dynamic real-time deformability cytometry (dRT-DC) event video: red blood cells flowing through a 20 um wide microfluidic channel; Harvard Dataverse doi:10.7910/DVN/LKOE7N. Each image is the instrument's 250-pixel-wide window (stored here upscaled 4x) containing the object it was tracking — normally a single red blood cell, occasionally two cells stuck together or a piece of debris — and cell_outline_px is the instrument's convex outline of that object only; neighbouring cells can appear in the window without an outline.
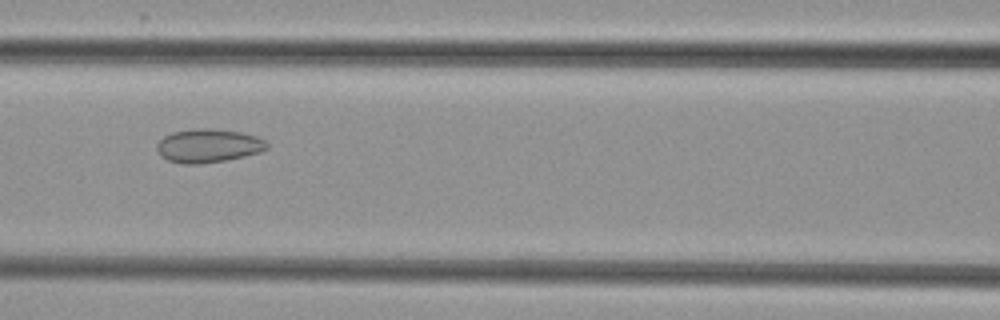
{"species": "common noctule bat (a hibernating species)", "species_latin": "Nyctalus noctula", "temperature_condition": "cold", "stored_images_in_passage": 8, "camera_frame_rate_fps": 3000, "um_per_image_px": 0.085, "animal": {"sex": "female", "body_mass_g": 29.2, "forearm_length_mm": 56.3}, "frame": {"image": 1, "passage_image": 6, "time_ms": 5.667, "image_size_px": [1000, 320], "cell_outline_px": [[268, 148], [260, 152], [244, 156], [224, 160], [200, 164], [180, 164], [168, 160], [160, 156], [156, 148], [156, 144], [164, 136], [172, 132], [196, 128], [208, 128], [240, 132], [256, 136], [264, 140], [268, 144]], "centroid_in_image_um": [17.67, 12.39], "position_along_channel_um": 148.9, "area_um2": 21.56}}
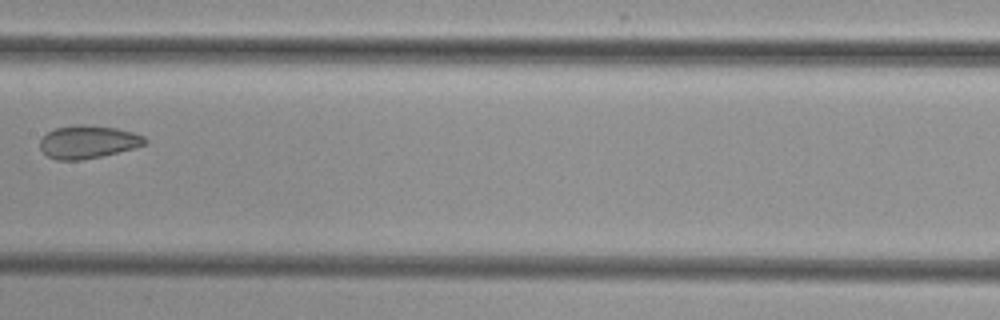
{"frame": {"image": 2, "passage_image": 7, "time_ms": 7.0, "image_size_px": [1000, 320], "cell_outline_px": [[148, 140], [144, 144], [132, 148], [100, 156], [80, 160], [56, 160], [48, 156], [40, 148], [40, 140], [48, 132], [56, 128], [84, 124], [88, 124], [116, 128], [132, 132], [144, 136]], "centroid_in_image_um": [7.46, 12.05], "position_along_channel_um": 199.9, "area_um2": 19.83}}
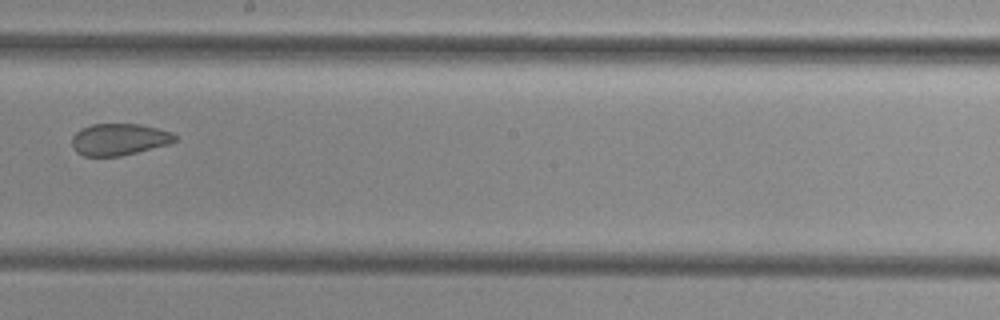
{"frame": {"image": 3, "passage_image": 8, "time_ms": 8.0, "image_size_px": [1000, 320], "cell_outline_px": [[176, 140], [168, 144], [120, 156], [84, 156], [76, 152], [72, 144], [72, 136], [80, 128], [92, 124], [140, 124], [172, 132], [176, 136]], "centroid_in_image_um": [10.09, 11.84], "position_along_channel_um": 238.1, "area_um2": 18.96}}